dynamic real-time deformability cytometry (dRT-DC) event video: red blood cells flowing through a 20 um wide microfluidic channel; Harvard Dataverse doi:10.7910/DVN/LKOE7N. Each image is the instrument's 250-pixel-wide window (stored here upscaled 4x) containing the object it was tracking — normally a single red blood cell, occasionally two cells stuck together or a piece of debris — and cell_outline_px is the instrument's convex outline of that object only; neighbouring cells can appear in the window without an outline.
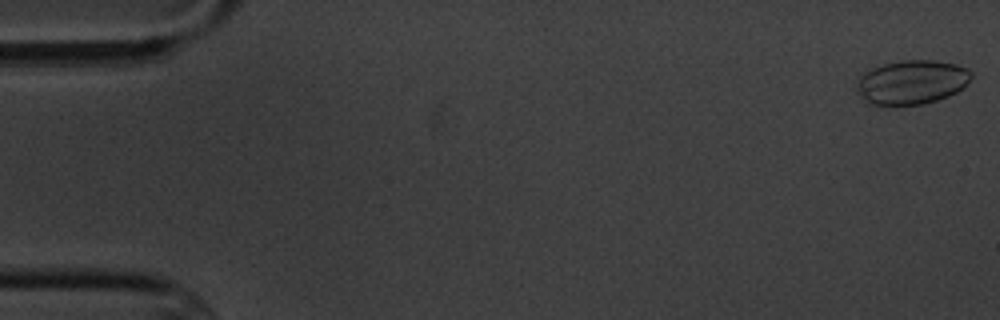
{"species": "common noctule bat (a hibernating species)", "species_latin": "Nyctalus noctula", "temperature_condition": "cold", "stored_images_in_passage": 5, "camera_frame_rate_fps": 3000, "um_per_image_px": 0.085, "animal": {"sex": "male", "body_mass_g": 20.1, "forearm_length_mm": 53.5}, "frame": {"image": 1, "passage_image": 1, "time_ms": 0.0, "image_size_px": [1000, 320], "cell_outline_px": [[972, 76], [968, 84], [956, 92], [948, 96], [936, 100], [920, 104], [868, 104], [860, 96], [856, 88], [856, 84], [860, 72], [884, 64], [900, 60], [932, 60], [956, 64], [968, 68], [972, 72]], "centroid_in_image_um": [77.48, 6.96], "position_along_channel_um": 7.5, "area_um2": 29.59}}